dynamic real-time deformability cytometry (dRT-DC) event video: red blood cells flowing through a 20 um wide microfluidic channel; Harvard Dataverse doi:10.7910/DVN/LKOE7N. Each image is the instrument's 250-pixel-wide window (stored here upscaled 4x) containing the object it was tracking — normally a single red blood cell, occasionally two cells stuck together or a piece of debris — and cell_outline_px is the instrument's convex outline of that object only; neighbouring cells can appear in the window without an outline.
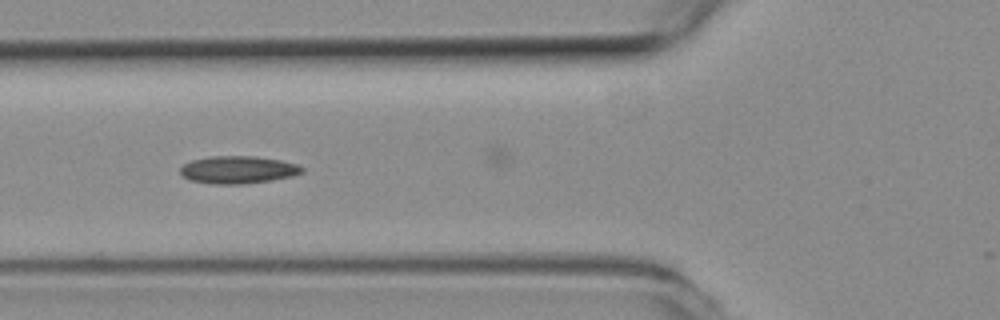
{"species": "common noctule bat (a hibernating species)", "species_latin": "Nyctalus noctula", "temperature_condition": "room temperature", "stored_images_in_passage": 30, "camera_frame_rate_fps": 3000, "um_per_image_px": 0.085, "animal": {"sex": "female", "body_mass_g": 19.3, "forearm_length_mm": 54.1}, "frame": {"image": 1, "passage_image": 3, "time_ms": 0.667, "image_size_px": [1000, 320], "cell_outline_px": [[304, 172], [292, 176], [272, 180], [244, 184], [212, 184], [188, 180], [180, 172], [180, 168], [184, 164], [192, 160], [212, 156], [256, 156], [280, 160], [296, 164], [304, 168]], "centroid_in_image_um": [20.23, 14.43], "position_along_channel_um": 105.6, "area_um2": 19.59}}
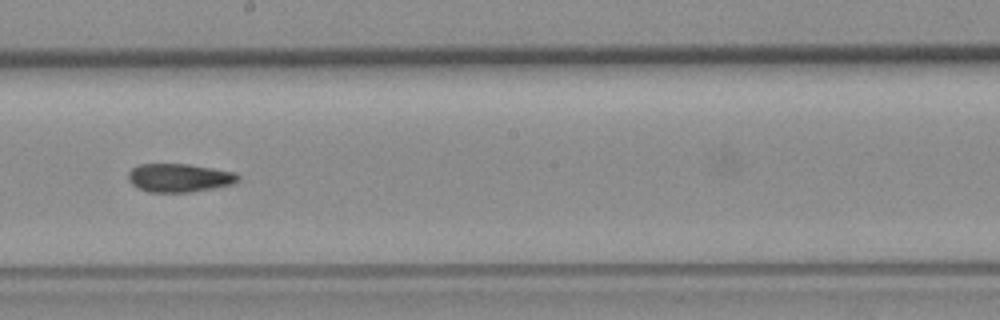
{"frame": {"image": 2, "passage_image": 13, "time_ms": 4.0, "image_size_px": [1000, 320], "cell_outline_px": [[240, 180], [232, 184], [216, 188], [188, 192], [148, 192], [132, 184], [128, 180], [128, 172], [132, 168], [140, 164], [188, 164], [236, 172], [240, 176]], "centroid_in_image_um": [15.26, 15.11], "position_along_channel_um": 232.9, "area_um2": 18.26}}
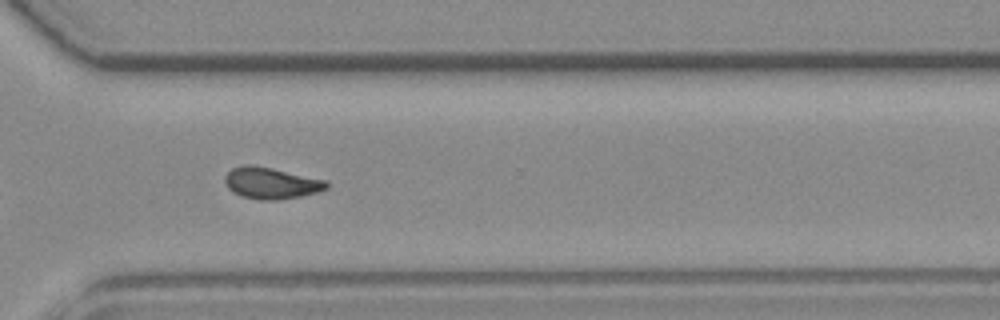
{"frame": {"image": 3, "passage_image": 22, "time_ms": 7.0, "image_size_px": [1000, 320], "cell_outline_px": [[328, 188], [320, 192], [300, 196], [276, 200], [260, 200], [240, 196], [232, 192], [228, 188], [224, 180], [224, 176], [232, 168], [244, 164], [252, 164], [272, 168], [328, 180]], "centroid_in_image_um": [23.05, 15.56], "position_along_channel_um": 347.6, "area_um2": 18.9}}